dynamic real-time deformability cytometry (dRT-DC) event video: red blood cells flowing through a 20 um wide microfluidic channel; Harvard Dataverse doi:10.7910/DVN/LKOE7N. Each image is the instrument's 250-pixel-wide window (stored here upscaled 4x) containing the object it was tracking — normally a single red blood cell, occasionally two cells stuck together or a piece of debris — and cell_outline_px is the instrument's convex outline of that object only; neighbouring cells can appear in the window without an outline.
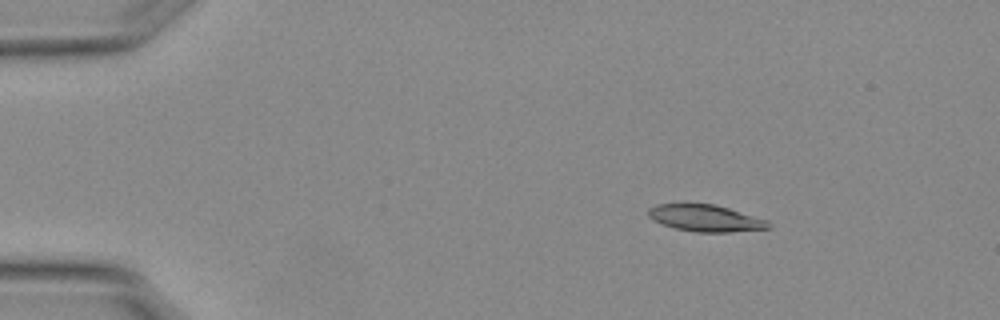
{"species": "Egyptian fruit bat (a non-hibernating species)", "species_latin": "Rousettus aegyptiacus", "temperature_condition": "warm", "stored_images_in_passage": 8, "camera_frame_rate_fps": 3000, "um_per_image_px": 0.085, "animal": {"sex": "female"}, "frame": {"image": 1, "passage_image": 1, "time_ms": 0.0, "image_size_px": [1000, 320], "cell_outline_px": [[772, 228], [728, 232], [696, 232], [676, 228], [652, 220], [648, 216], [648, 208], [656, 204], [684, 200], [712, 204], [728, 208], [768, 220], [772, 224]], "centroid_in_image_um": [59.91, 18.49], "position_along_channel_um": 25.1, "area_um2": 19.42}}